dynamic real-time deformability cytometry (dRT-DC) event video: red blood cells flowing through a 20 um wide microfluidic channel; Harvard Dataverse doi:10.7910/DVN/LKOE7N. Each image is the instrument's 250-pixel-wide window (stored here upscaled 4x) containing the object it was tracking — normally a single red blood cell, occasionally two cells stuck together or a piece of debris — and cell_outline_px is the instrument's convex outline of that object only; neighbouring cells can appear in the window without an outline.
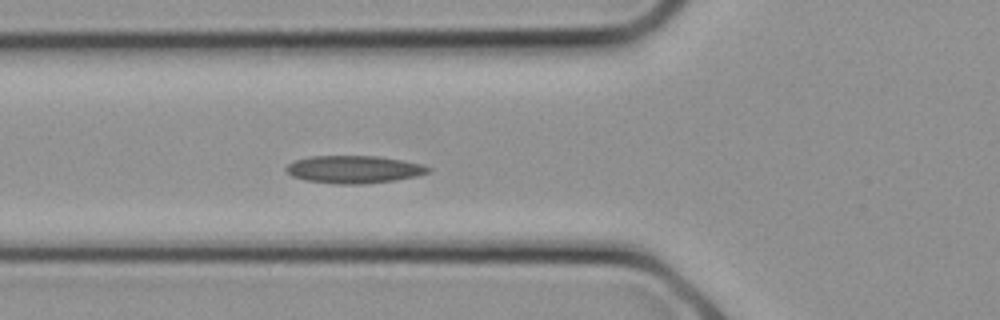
{"species": "common noctule bat (a hibernating species)", "species_latin": "Nyctalus noctula", "temperature_condition": "cold", "stored_images_in_passage": 4, "camera_frame_rate_fps": 3000, "um_per_image_px": 0.085, "animal": {"sex": "female", "body_mass_g": 21.9}, "frame": {"image": 1, "passage_image": 4, "time_ms": 1.0, "image_size_px": [1000, 320], "cell_outline_px": [[432, 168], [428, 172], [416, 176], [396, 180], [364, 184], [336, 184], [304, 180], [292, 176], [284, 168], [292, 160], [312, 156], [376, 156], [424, 164]], "centroid_in_image_um": [30.06, 14.4], "position_along_channel_um": 95.7, "area_um2": 22.95}}